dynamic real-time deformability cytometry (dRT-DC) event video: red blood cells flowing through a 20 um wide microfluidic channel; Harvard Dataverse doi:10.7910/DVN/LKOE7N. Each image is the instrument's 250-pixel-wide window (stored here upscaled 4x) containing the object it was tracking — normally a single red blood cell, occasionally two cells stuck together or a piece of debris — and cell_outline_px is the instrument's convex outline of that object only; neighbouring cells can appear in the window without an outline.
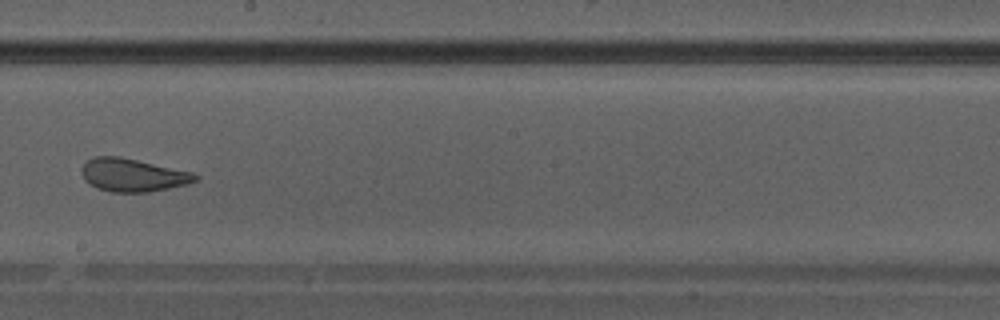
{"species": "Egyptian fruit bat (a non-hibernating species)", "species_latin": "Rousettus aegyptiacus", "temperature_condition": "warm", "stored_images_in_passage": 39, "camera_frame_rate_fps": 3000, "um_per_image_px": 0.085, "animal": {"sex": "male"}, "frame": {"image": 1, "passage_image": 23, "time_ms": 7.333, "image_size_px": [1000, 320], "cell_outline_px": [[200, 176], [196, 180], [184, 184], [168, 188], [148, 192], [112, 192], [96, 188], [88, 184], [84, 180], [80, 172], [80, 168], [92, 156], [120, 156], [192, 172]], "centroid_in_image_um": [11.22, 14.87], "position_along_channel_um": 237.0, "area_um2": 21.91}}